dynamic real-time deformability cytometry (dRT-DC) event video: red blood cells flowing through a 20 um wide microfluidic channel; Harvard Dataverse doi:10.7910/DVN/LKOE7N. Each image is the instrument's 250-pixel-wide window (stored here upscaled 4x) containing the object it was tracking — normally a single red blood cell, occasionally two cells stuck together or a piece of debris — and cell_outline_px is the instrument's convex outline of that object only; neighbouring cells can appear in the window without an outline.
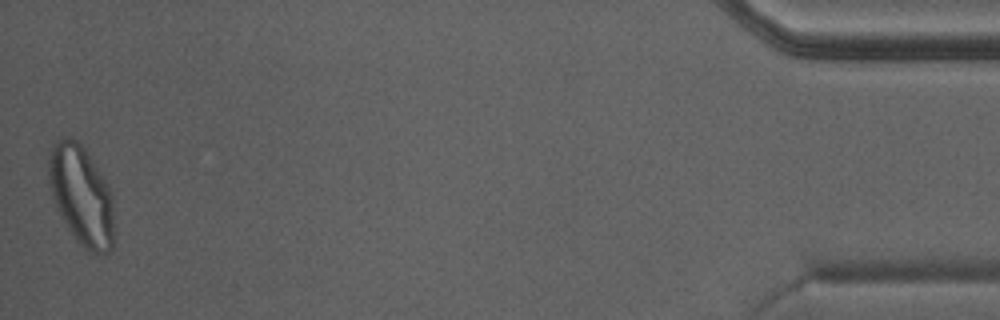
{"species": "Egyptian fruit bat (a non-hibernating species)", "species_latin": "Rousettus aegyptiacus", "temperature_condition": "warm", "stored_images_in_passage": 42, "camera_frame_rate_fps": 3000, "um_per_image_px": 0.085, "animal": {"sex": "male"}, "frame": {"image": 1, "passage_image": 42, "time_ms": 13.667, "image_size_px": [1000, 320], "cell_outline_px": [[112, 248], [108, 252], [88, 252], [76, 240], [68, 228], [56, 208], [52, 196], [48, 180], [48, 152], [64, 136], [72, 136], [84, 148], [108, 188], [112, 200]], "centroid_in_image_um": [6.86, 16.6], "position_along_channel_um": 428.3, "area_um2": 37.11}}